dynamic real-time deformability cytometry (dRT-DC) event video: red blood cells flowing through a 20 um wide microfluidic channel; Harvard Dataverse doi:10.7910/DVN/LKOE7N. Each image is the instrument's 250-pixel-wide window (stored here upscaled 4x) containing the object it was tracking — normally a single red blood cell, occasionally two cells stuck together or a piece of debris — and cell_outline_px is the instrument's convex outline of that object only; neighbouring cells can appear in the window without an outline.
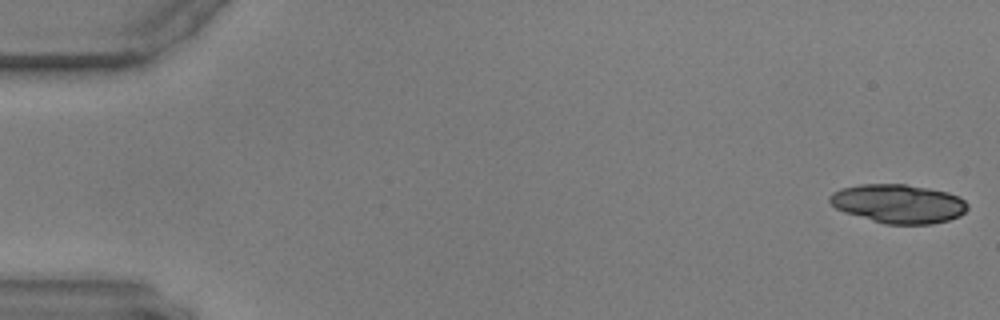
{"species": "common noctule bat (a hibernating species)", "species_latin": "Nyctalus noctula", "temperature_condition": "warm", "stored_images_in_passage": 52, "camera_frame_rate_fps": 3000, "um_per_image_px": 0.085, "animal": {"sex": "male", "body_mass_g": 17.9, "forearm_length_mm": 54.2}, "frame": {"image": 1, "passage_image": 1, "time_ms": 0.0, "image_size_px": [1000, 320], "cell_outline_px": [[968, 208], [960, 216], [948, 220], [932, 224], [884, 224], [844, 212], [836, 208], [828, 200], [828, 196], [832, 192], [840, 188], [860, 184], [904, 184], [928, 188], [948, 192], [964, 200], [968, 204]], "centroid_in_image_um": [76.34, 17.31], "position_along_channel_um": 8.7, "area_um2": 31.27}}